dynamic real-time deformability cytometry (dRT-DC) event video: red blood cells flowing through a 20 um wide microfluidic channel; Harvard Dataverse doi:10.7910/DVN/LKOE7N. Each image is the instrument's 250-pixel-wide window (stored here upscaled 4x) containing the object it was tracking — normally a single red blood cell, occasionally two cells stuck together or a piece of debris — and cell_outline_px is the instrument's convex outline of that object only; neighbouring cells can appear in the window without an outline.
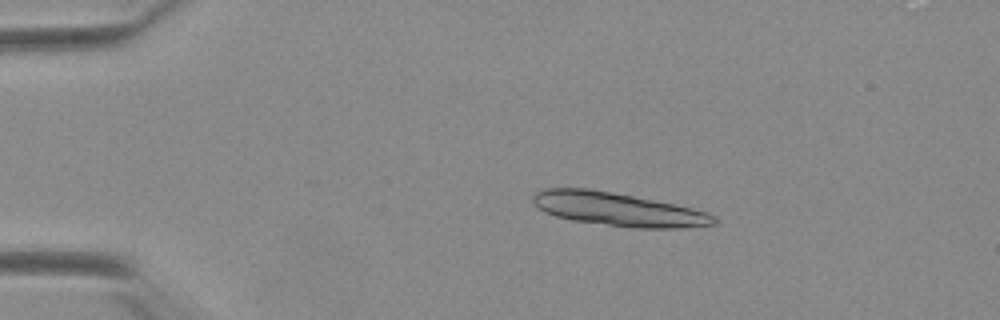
{"species": "Egyptian fruit bat (a non-hibernating species)", "species_latin": "Rousettus aegyptiacus", "temperature_condition": "warm", "stored_images_in_passage": 52, "segment_of_instrument_passage": [1, 2], "camera_frame_rate_fps": 3000, "um_per_image_px": 0.085, "animal": {"sex": "female"}, "frame": {"image": 1, "passage_image": 9, "time_ms": 2.667, "image_size_px": [1000, 320], "cell_outline_px": [[716, 224], [680, 228], [632, 228], [572, 220], [556, 216], [544, 212], [532, 200], [532, 196], [536, 192], [544, 188], [588, 188], [612, 192], [692, 208], [708, 212], [716, 216]], "centroid_in_image_um": [52.53, 17.79], "position_along_channel_um": 32.5, "area_um2": 35.03}}